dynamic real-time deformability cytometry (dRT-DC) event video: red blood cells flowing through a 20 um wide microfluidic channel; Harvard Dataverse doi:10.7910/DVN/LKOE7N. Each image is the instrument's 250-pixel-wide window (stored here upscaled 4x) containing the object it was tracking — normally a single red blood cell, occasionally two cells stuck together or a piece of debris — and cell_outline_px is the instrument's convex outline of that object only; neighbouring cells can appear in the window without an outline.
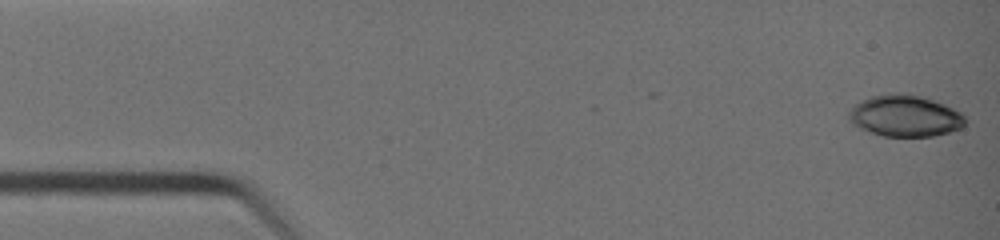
{"species": "common noctule bat (a hibernating species)", "species_latin": "Nyctalus noctula", "temperature_condition": "warm", "stored_images_in_passage": 40, "camera_frame_rate_fps": 3000, "um_per_image_px": 0.085, "animal": {"sex": "female", "body_mass_g": 19.0, "forearm_length_mm": 51.5}, "frame": {"image": 1, "passage_image": 1, "time_ms": 0.0, "image_size_px": [1000, 240], "cell_outline_px": [[964, 124], [960, 128], [948, 132], [932, 136], [884, 136], [868, 132], [852, 124], [848, 120], [848, 112], [856, 104], [872, 96], [888, 92], [908, 92], [924, 96], [936, 100], [960, 112], [964, 116]], "centroid_in_image_um": [76.9, 9.82], "position_along_channel_um": 8.1, "area_um2": 28.38}}
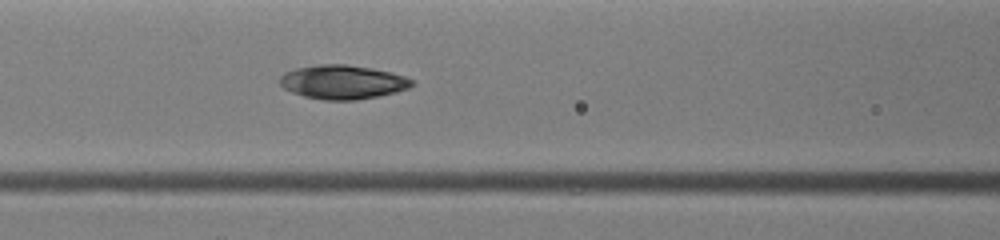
{"frame": {"image": 2, "passage_image": 17, "time_ms": 5.333, "image_size_px": [1000, 240], "cell_outline_px": [[416, 84], [408, 88], [396, 92], [380, 96], [356, 100], [324, 100], [304, 96], [292, 92], [284, 88], [280, 84], [280, 76], [284, 72], [296, 68], [320, 64], [344, 64], [372, 68], [392, 72], [404, 76], [412, 80]], "centroid_in_image_um": [29.14, 6.97], "position_along_channel_um": 137.5, "area_um2": 26.24}}
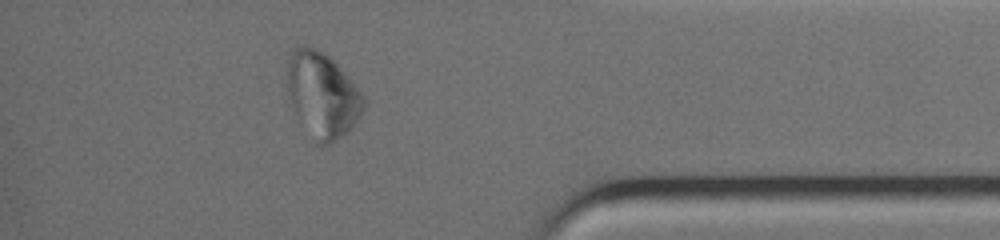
{"frame": {"image": 3, "passage_image": 35, "time_ms": 11.333, "image_size_px": [1000, 240], "cell_outline_px": [[364, 108], [360, 116], [352, 128], [336, 140], [328, 144], [316, 144], [296, 112], [288, 96], [288, 60], [292, 48], [300, 44], [308, 44], [324, 52], [340, 68], [360, 92], [364, 100]], "centroid_in_image_um": [27.38, 8.03], "position_along_channel_um": 407.8, "area_um2": 37.4}, "authors_computed_cell_mechanics": {"area_um2": 26.5013, "velocity_mm_per_s": 4.7746, "shape_relaxation_time_tau1_ms": 7.0148, "shape_relaxation_time_tau2_ms": 6.2649, "deformation_change_tau1": 0.182, "deformation_change_tau2": 0.1575}}